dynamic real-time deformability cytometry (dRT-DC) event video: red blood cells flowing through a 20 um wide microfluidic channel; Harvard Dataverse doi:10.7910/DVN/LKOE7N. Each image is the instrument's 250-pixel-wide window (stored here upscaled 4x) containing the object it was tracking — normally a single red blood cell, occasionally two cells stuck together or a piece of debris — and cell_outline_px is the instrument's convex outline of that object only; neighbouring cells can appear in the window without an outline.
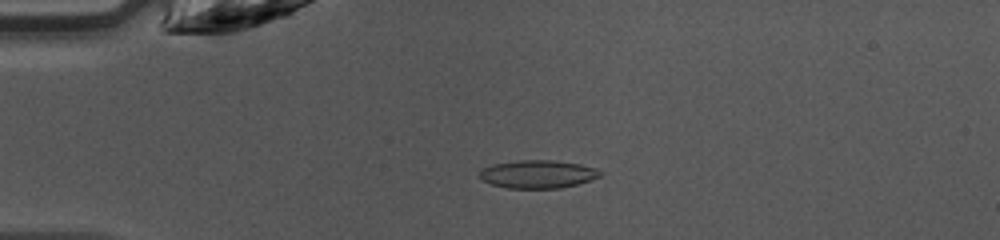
{"species": "common noctule bat (a hibernating species)", "species_latin": "Nyctalus noctula", "temperature_condition": "warm", "stored_images_in_passage": 46, "camera_frame_rate_fps": 3000, "um_per_image_px": 0.085, "animal": {"sex": "female", "body_mass_g": 10.0, "forearm_length_mm": 53.1}, "frame": {"image": 1, "passage_image": 11, "time_ms": 3.333, "image_size_px": [1000, 240], "cell_outline_px": [[604, 172], [600, 176], [576, 184], [560, 188], [508, 188], [492, 184], [484, 180], [480, 176], [480, 172], [484, 168], [492, 164], [520, 160], [552, 160], [580, 164], [596, 168]], "centroid_in_image_um": [45.74, 14.79], "position_along_channel_um": 39.3, "area_um2": 19.48}}
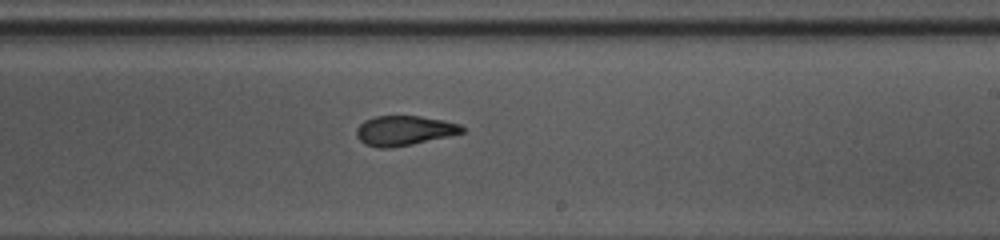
{"frame": {"image": 2, "passage_image": 28, "time_ms": 9.0, "image_size_px": [1000, 240], "cell_outline_px": [[464, 132], [448, 136], [412, 144], [392, 148], [376, 148], [364, 144], [356, 136], [356, 128], [364, 120], [376, 116], [420, 116], [444, 120], [460, 124], [464, 128]], "centroid_in_image_um": [34.32, 11.1], "position_along_channel_um": 254.7, "area_um2": 18.38}}
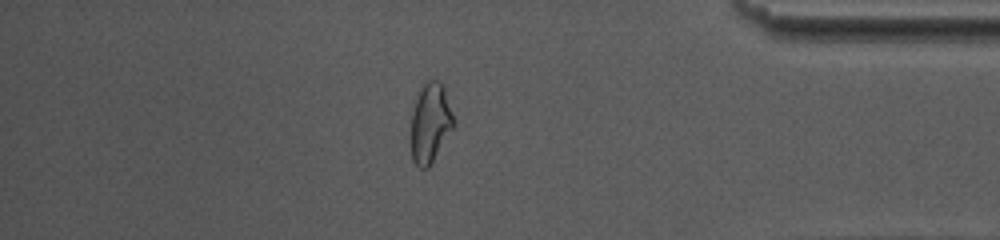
{"frame": {"image": 3, "passage_image": 40, "time_ms": 13.0, "image_size_px": [1000, 240], "cell_outline_px": [[452, 128], [428, 168], [420, 168], [412, 160], [412, 112], [420, 84], [424, 80], [440, 80], [444, 88], [452, 116]], "centroid_in_image_um": [36.53, 10.39], "position_along_channel_um": 398.7, "area_um2": 19.25}, "authors_computed_cell_mechanics": {"area_um2": 18.9873, "velocity_mm_per_s": 4.2643, "shape_relaxation_time_tau1_ms": null, "shape_relaxation_time_tau2_ms": 1.8888, "deformation_change_tau1": null, "deformation_change_tau2": 0.0954}}